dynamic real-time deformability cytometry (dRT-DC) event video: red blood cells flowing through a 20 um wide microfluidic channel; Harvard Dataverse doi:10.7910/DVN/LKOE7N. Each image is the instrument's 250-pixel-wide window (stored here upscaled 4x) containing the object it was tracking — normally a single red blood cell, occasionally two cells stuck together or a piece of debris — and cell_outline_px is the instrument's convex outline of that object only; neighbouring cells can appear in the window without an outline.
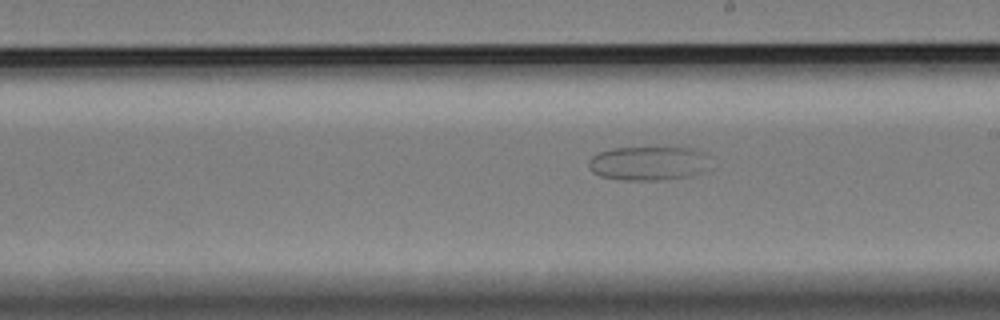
{"species": "Egyptian fruit bat (a non-hibernating species)", "species_latin": "Rousettus aegyptiacus", "temperature_condition": "cold", "stored_images_in_passage": 63, "camera_frame_rate_fps": 3000, "um_per_image_px": 0.085, "animal": {"sex": "female"}, "frame": {"image": 1, "passage_image": 36, "time_ms": 11.667, "image_size_px": [1000, 320], "cell_outline_px": [[700, 172], [692, 176], [664, 180], [620, 180], [600, 176], [592, 172], [588, 168], [588, 160], [592, 156], [600, 152], [612, 148], [692, 148], [700, 152]], "centroid_in_image_um": [54.9, 13.9], "position_along_channel_um": 234.1, "area_um2": 23.29}}
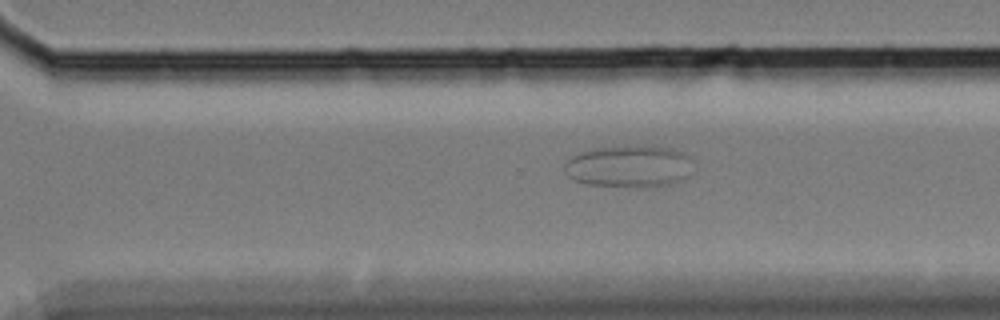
{"frame": {"image": 2, "passage_image": 44, "time_ms": 14.333, "image_size_px": [1000, 320], "cell_outline_px": [[688, 156], [672, 180], [668, 184], [588, 184], [576, 180], [568, 176], [564, 168], [564, 164], [572, 156], [584, 152], [600, 148], [628, 144], [652, 144], [672, 148]], "centroid_in_image_um": [53.23, 14.02], "position_along_channel_um": 317.4, "area_um2": 28.96}}
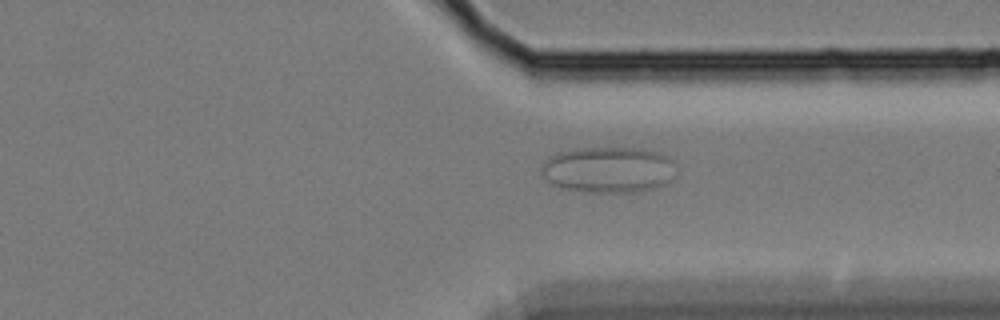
{"frame": {"image": 3, "passage_image": 48, "time_ms": 15.667, "image_size_px": [1000, 320], "cell_outline_px": [[672, 160], [668, 180], [664, 184], [652, 188], [632, 192], [592, 192], [564, 188], [552, 184], [540, 172], [540, 168], [552, 156], [560, 152], [580, 148], [640, 148], [656, 152], [668, 156]], "centroid_in_image_um": [51.65, 14.42], "position_along_channel_um": 359.7, "area_um2": 35.2}}